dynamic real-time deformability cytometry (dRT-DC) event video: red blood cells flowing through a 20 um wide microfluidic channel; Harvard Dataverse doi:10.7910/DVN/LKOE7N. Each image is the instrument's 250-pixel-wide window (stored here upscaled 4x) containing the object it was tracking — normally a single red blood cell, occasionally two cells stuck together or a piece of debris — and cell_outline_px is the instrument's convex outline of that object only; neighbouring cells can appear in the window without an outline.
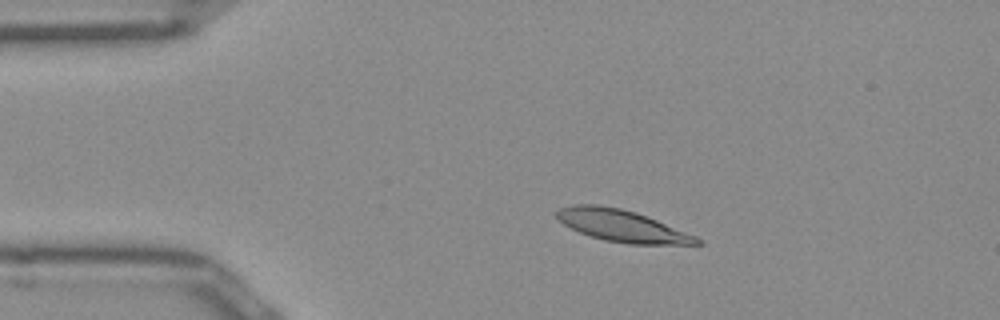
{"species": "Egyptian fruit bat (a non-hibernating species)", "species_latin": "Rousettus aegyptiacus", "temperature_condition": "room temperature", "stored_images_in_passage": 51, "camera_frame_rate_fps": 3000, "um_per_image_px": 0.085, "frame": {"image": 1, "passage_image": 10, "time_ms": 3.0, "image_size_px": [1000, 320], "cell_outline_px": [[704, 244], [628, 244], [604, 240], [580, 232], [564, 224], [556, 216], [556, 212], [560, 208], [576, 204], [596, 204], [620, 208], [636, 212], [696, 236]], "centroid_in_image_um": [52.86, 19.19], "position_along_channel_um": 32.1, "area_um2": 25.61}}
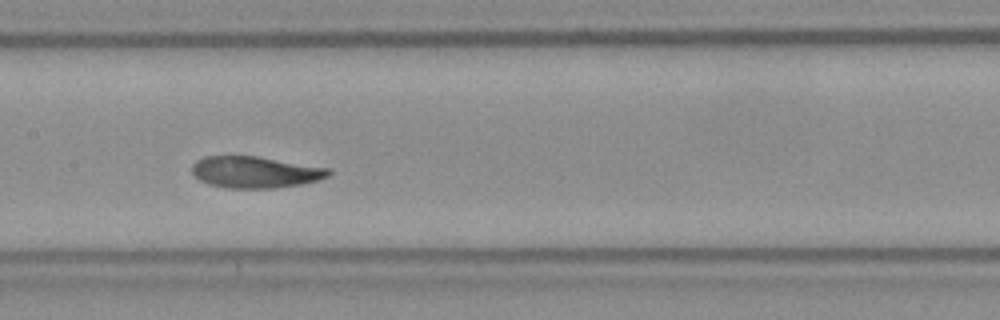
{"frame": {"image": 2, "passage_image": 25, "time_ms": 8.0, "image_size_px": [1000, 320], "cell_outline_px": [[332, 172], [328, 176], [320, 180], [300, 184], [276, 188], [224, 188], [208, 184], [200, 180], [192, 172], [192, 164], [196, 160], [204, 156], [256, 156], [332, 168]], "centroid_in_image_um": [21.71, 14.63], "position_along_channel_um": 185.7, "area_um2": 25.32}}
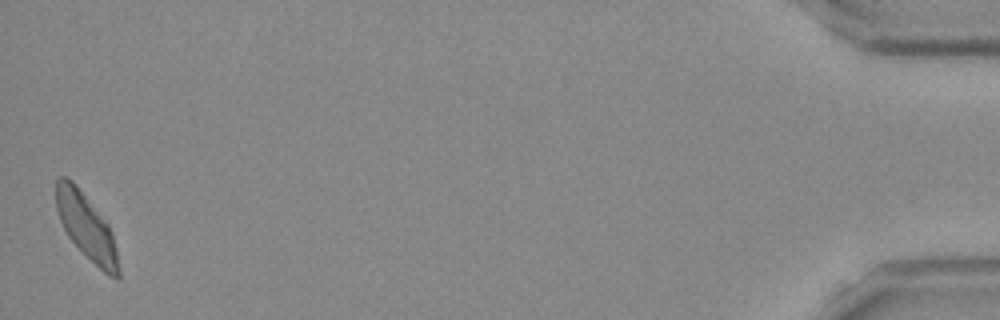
{"frame": {"image": 3, "passage_image": 51, "time_ms": 16.667, "image_size_px": [1000, 320], "cell_outline_px": [[120, 276], [116, 280], [108, 276], [68, 236], [60, 220], [56, 208], [56, 180], [60, 176], [64, 176], [72, 180], [76, 184], [108, 224], [112, 232], [116, 248], [120, 268]], "centroid_in_image_um": [7.36, 19.27], "position_along_channel_um": 427.8, "area_um2": 23.52}, "authors_computed_cell_mechanics": {"area_um2": 25.3164, "velocity_mm_per_s": 3.9167, "shape_relaxation_time_tau1_ms": 6.2811, "shape_relaxation_time_tau2_ms": 1.4656, "deformation_change_tau1": 0.1739, "deformation_change_tau2": 0.0569}}